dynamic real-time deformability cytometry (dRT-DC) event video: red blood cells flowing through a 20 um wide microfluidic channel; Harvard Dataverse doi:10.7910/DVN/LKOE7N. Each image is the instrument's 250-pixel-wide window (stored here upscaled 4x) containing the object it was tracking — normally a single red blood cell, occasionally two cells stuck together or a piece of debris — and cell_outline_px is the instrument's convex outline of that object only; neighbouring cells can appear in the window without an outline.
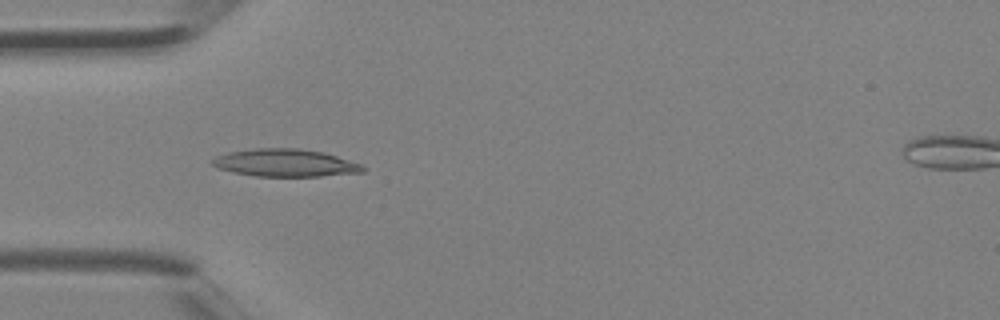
{"species": "Egyptian fruit bat (a non-hibernating species)", "species_latin": "Rousettus aegyptiacus", "temperature_condition": "room temperature", "stored_images_in_passage": 4, "camera_frame_rate_fps": 3000, "um_per_image_px": 0.085, "animal": {"sex": "female"}, "frame": {"image": 1, "passage_image": 3, "time_ms": 0.667, "image_size_px": [1000, 320], "cell_outline_px": [[368, 168], [364, 172], [320, 176], [256, 176], [232, 172], [216, 168], [212, 164], [212, 160], [216, 156], [228, 152], [256, 148], [300, 148], [324, 152], [360, 164]], "centroid_in_image_um": [24.24, 13.84], "position_along_channel_um": 60.8, "area_um2": 24.22}}
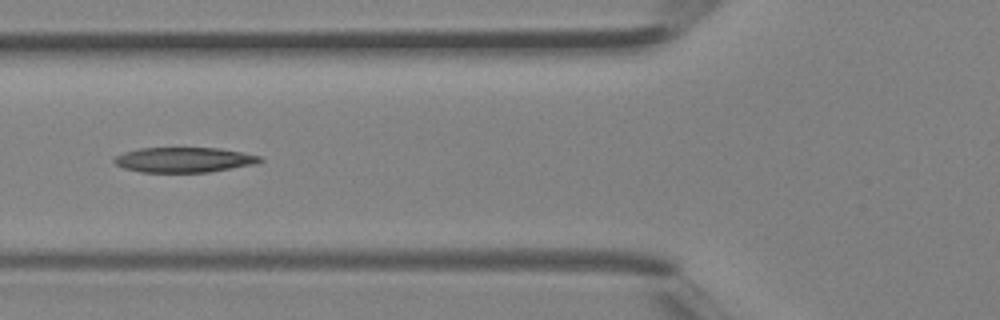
{"frame": {"image": 2, "passage_image": 4, "time_ms": 1.0, "image_size_px": [1000, 320], "cell_outline_px": [[264, 160], [256, 164], [208, 172], [140, 172], [124, 168], [116, 164], [112, 160], [116, 156], [124, 152], [140, 148], [220, 148], [260, 156]], "centroid_in_image_um": [15.64, 13.58], "position_along_channel_um": 110.2, "area_um2": 21.21}}